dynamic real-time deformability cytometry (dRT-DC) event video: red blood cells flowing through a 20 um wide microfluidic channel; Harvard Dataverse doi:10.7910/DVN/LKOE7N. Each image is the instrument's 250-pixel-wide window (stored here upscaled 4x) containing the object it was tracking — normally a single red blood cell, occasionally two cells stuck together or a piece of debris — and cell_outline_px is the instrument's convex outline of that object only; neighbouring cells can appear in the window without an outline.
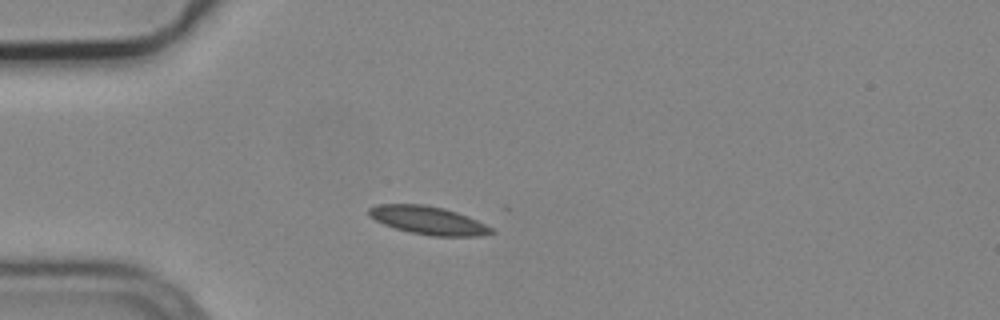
{"species": "common noctule bat (a hibernating species)", "species_latin": "Nyctalus noctula", "temperature_condition": "cold", "stored_images_in_passage": 4, "camera_frame_rate_fps": 3000, "um_per_image_px": 0.085, "animal": {"sex": "male", "body_mass_g": 19.2, "forearm_length_mm": 51.8}, "frame": {"image": 1, "passage_image": 1, "time_ms": 0.0, "image_size_px": [1000, 320], "cell_outline_px": [[496, 232], [480, 236], [432, 236], [412, 232], [396, 228], [384, 224], [368, 216], [368, 208], [380, 204], [424, 204], [444, 208], [456, 212], [476, 220], [492, 228]], "centroid_in_image_um": [36.39, 18.72], "position_along_channel_um": 48.6, "area_um2": 19.88}}
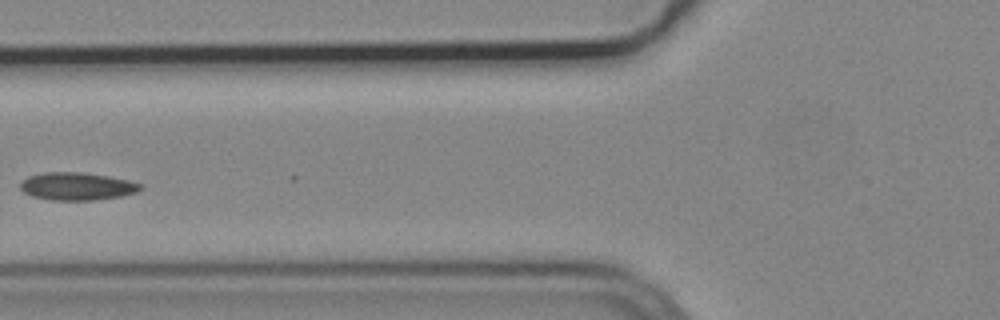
{"frame": {"image": 2, "passage_image": 3, "time_ms": 0.667, "image_size_px": [1000, 320], "cell_outline_px": [[144, 188], [136, 192], [120, 196], [96, 200], [48, 200], [32, 196], [24, 192], [20, 188], [20, 184], [28, 176], [44, 172], [80, 172], [108, 176], [128, 180], [144, 184]], "centroid_in_image_um": [6.56, 15.84], "position_along_channel_um": 119.2, "area_um2": 19.48}}
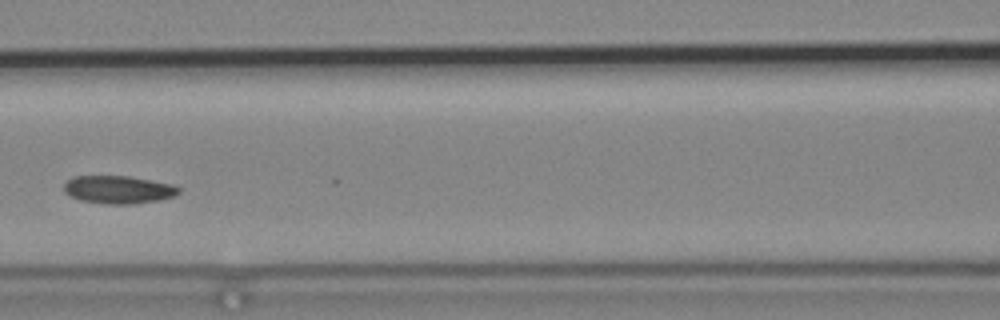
{"frame": {"image": 3, "passage_image": 4, "time_ms": 1.0, "image_size_px": [1000, 320], "cell_outline_px": [[180, 192], [172, 196], [156, 200], [132, 204], [104, 204], [80, 200], [64, 192], [64, 184], [72, 176], [128, 176], [172, 184], [180, 188]], "centroid_in_image_um": [10.03, 16.11], "position_along_channel_um": 156.6, "area_um2": 18.5}}